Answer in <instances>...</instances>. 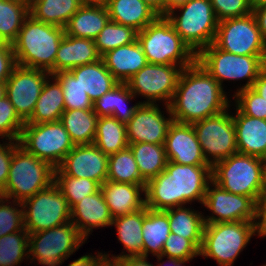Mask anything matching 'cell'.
<instances>
[{"instance_id":"6da1fadb","label":"cell","mask_w":266,"mask_h":266,"mask_svg":"<svg viewBox=\"0 0 266 266\" xmlns=\"http://www.w3.org/2000/svg\"><path fill=\"white\" fill-rule=\"evenodd\" d=\"M228 102L223 87L195 61L182 69L168 106L173 121L193 124L228 110Z\"/></svg>"},{"instance_id":"7a4b0ae2","label":"cell","mask_w":266,"mask_h":266,"mask_svg":"<svg viewBox=\"0 0 266 266\" xmlns=\"http://www.w3.org/2000/svg\"><path fill=\"white\" fill-rule=\"evenodd\" d=\"M211 181L210 165H181L168 161L165 170L146 182L145 206L165 211L194 200L203 204Z\"/></svg>"},{"instance_id":"3957f363","label":"cell","mask_w":266,"mask_h":266,"mask_svg":"<svg viewBox=\"0 0 266 266\" xmlns=\"http://www.w3.org/2000/svg\"><path fill=\"white\" fill-rule=\"evenodd\" d=\"M65 28L35 20L29 15L12 43L16 64L55 74V58Z\"/></svg>"},{"instance_id":"277c9868","label":"cell","mask_w":266,"mask_h":266,"mask_svg":"<svg viewBox=\"0 0 266 266\" xmlns=\"http://www.w3.org/2000/svg\"><path fill=\"white\" fill-rule=\"evenodd\" d=\"M137 40L148 63L177 65L183 69L196 61L197 55L181 39L165 16H159L143 30L138 31Z\"/></svg>"},{"instance_id":"5b68a950","label":"cell","mask_w":266,"mask_h":266,"mask_svg":"<svg viewBox=\"0 0 266 266\" xmlns=\"http://www.w3.org/2000/svg\"><path fill=\"white\" fill-rule=\"evenodd\" d=\"M265 168L264 159L237 152L212 166V181L230 193L251 197L259 205Z\"/></svg>"},{"instance_id":"8992f818","label":"cell","mask_w":266,"mask_h":266,"mask_svg":"<svg viewBox=\"0 0 266 266\" xmlns=\"http://www.w3.org/2000/svg\"><path fill=\"white\" fill-rule=\"evenodd\" d=\"M259 223L237 221L205 224L199 255L213 258L219 266H232L251 237L256 233L259 236Z\"/></svg>"},{"instance_id":"52a82bcc","label":"cell","mask_w":266,"mask_h":266,"mask_svg":"<svg viewBox=\"0 0 266 266\" xmlns=\"http://www.w3.org/2000/svg\"><path fill=\"white\" fill-rule=\"evenodd\" d=\"M55 168L18 146L13 153L5 189L1 196L23 202L54 183Z\"/></svg>"},{"instance_id":"ba28073f","label":"cell","mask_w":266,"mask_h":266,"mask_svg":"<svg viewBox=\"0 0 266 266\" xmlns=\"http://www.w3.org/2000/svg\"><path fill=\"white\" fill-rule=\"evenodd\" d=\"M176 9L181 10L179 16L174 13ZM165 17L196 55L214 43L219 21L210 0H188L172 9Z\"/></svg>"},{"instance_id":"9c48e42d","label":"cell","mask_w":266,"mask_h":266,"mask_svg":"<svg viewBox=\"0 0 266 266\" xmlns=\"http://www.w3.org/2000/svg\"><path fill=\"white\" fill-rule=\"evenodd\" d=\"M265 56H246L228 53L214 43L198 52L196 61L222 86L223 80L246 79L239 90L252 88L259 74L264 70Z\"/></svg>"},{"instance_id":"30bf717a","label":"cell","mask_w":266,"mask_h":266,"mask_svg":"<svg viewBox=\"0 0 266 266\" xmlns=\"http://www.w3.org/2000/svg\"><path fill=\"white\" fill-rule=\"evenodd\" d=\"M19 142L28 153L48 162L55 169L75 146L60 121L25 123Z\"/></svg>"},{"instance_id":"8fae6325","label":"cell","mask_w":266,"mask_h":266,"mask_svg":"<svg viewBox=\"0 0 266 266\" xmlns=\"http://www.w3.org/2000/svg\"><path fill=\"white\" fill-rule=\"evenodd\" d=\"M22 205L24 228L28 233L47 230L71 221V208L55 183L25 199Z\"/></svg>"},{"instance_id":"7c38bea8","label":"cell","mask_w":266,"mask_h":266,"mask_svg":"<svg viewBox=\"0 0 266 266\" xmlns=\"http://www.w3.org/2000/svg\"><path fill=\"white\" fill-rule=\"evenodd\" d=\"M85 238L70 221L47 230L29 233L31 260L44 266H57L70 257L85 242Z\"/></svg>"},{"instance_id":"4fadbf2b","label":"cell","mask_w":266,"mask_h":266,"mask_svg":"<svg viewBox=\"0 0 266 266\" xmlns=\"http://www.w3.org/2000/svg\"><path fill=\"white\" fill-rule=\"evenodd\" d=\"M214 44L219 49L236 55H266V41L253 13L219 21Z\"/></svg>"},{"instance_id":"5bb4252c","label":"cell","mask_w":266,"mask_h":266,"mask_svg":"<svg viewBox=\"0 0 266 266\" xmlns=\"http://www.w3.org/2000/svg\"><path fill=\"white\" fill-rule=\"evenodd\" d=\"M192 125L203 155L211 167L238 152L233 115L227 110Z\"/></svg>"},{"instance_id":"9a60e30c","label":"cell","mask_w":266,"mask_h":266,"mask_svg":"<svg viewBox=\"0 0 266 266\" xmlns=\"http://www.w3.org/2000/svg\"><path fill=\"white\" fill-rule=\"evenodd\" d=\"M181 71L182 68L177 65L147 63L126 84L134 96L147 98L143 104H155L157 100H163L165 106H168L176 91Z\"/></svg>"},{"instance_id":"2e32d148","label":"cell","mask_w":266,"mask_h":266,"mask_svg":"<svg viewBox=\"0 0 266 266\" xmlns=\"http://www.w3.org/2000/svg\"><path fill=\"white\" fill-rule=\"evenodd\" d=\"M211 184L214 188H210L208 184L203 205L214 215L207 216V219L204 217L205 224L237 221L260 222L259 205L251 197L230 193L213 181Z\"/></svg>"},{"instance_id":"e0dca14e","label":"cell","mask_w":266,"mask_h":266,"mask_svg":"<svg viewBox=\"0 0 266 266\" xmlns=\"http://www.w3.org/2000/svg\"><path fill=\"white\" fill-rule=\"evenodd\" d=\"M49 76L48 71L16 65L5 82L6 97L24 122L33 114L46 79H51Z\"/></svg>"},{"instance_id":"ac0fdd59","label":"cell","mask_w":266,"mask_h":266,"mask_svg":"<svg viewBox=\"0 0 266 266\" xmlns=\"http://www.w3.org/2000/svg\"><path fill=\"white\" fill-rule=\"evenodd\" d=\"M109 155L95 144L75 145L55 169L54 176L87 178L102 185L107 180Z\"/></svg>"},{"instance_id":"d6986e66","label":"cell","mask_w":266,"mask_h":266,"mask_svg":"<svg viewBox=\"0 0 266 266\" xmlns=\"http://www.w3.org/2000/svg\"><path fill=\"white\" fill-rule=\"evenodd\" d=\"M165 109L170 118L162 114L157 104H140L126 124L128 144H164L168 127L173 122L169 106Z\"/></svg>"},{"instance_id":"ffe728a7","label":"cell","mask_w":266,"mask_h":266,"mask_svg":"<svg viewBox=\"0 0 266 266\" xmlns=\"http://www.w3.org/2000/svg\"><path fill=\"white\" fill-rule=\"evenodd\" d=\"M164 147L168 161L181 165H209L192 124L173 121L168 127Z\"/></svg>"},{"instance_id":"44dd1931","label":"cell","mask_w":266,"mask_h":266,"mask_svg":"<svg viewBox=\"0 0 266 266\" xmlns=\"http://www.w3.org/2000/svg\"><path fill=\"white\" fill-rule=\"evenodd\" d=\"M113 217L102 190L85 196L71 208V222L87 239L93 228L112 226Z\"/></svg>"},{"instance_id":"7402d4cb","label":"cell","mask_w":266,"mask_h":266,"mask_svg":"<svg viewBox=\"0 0 266 266\" xmlns=\"http://www.w3.org/2000/svg\"><path fill=\"white\" fill-rule=\"evenodd\" d=\"M233 122L238 152L266 161V120L242 114L236 108Z\"/></svg>"},{"instance_id":"603a6c76","label":"cell","mask_w":266,"mask_h":266,"mask_svg":"<svg viewBox=\"0 0 266 266\" xmlns=\"http://www.w3.org/2000/svg\"><path fill=\"white\" fill-rule=\"evenodd\" d=\"M145 185L117 183L108 180L101 185L105 203L108 205L113 219L145 207V199L140 197V194L145 192Z\"/></svg>"},{"instance_id":"cb8c5ba5","label":"cell","mask_w":266,"mask_h":266,"mask_svg":"<svg viewBox=\"0 0 266 266\" xmlns=\"http://www.w3.org/2000/svg\"><path fill=\"white\" fill-rule=\"evenodd\" d=\"M101 59L119 83H126L148 63L138 40L106 52Z\"/></svg>"},{"instance_id":"d4e9b609","label":"cell","mask_w":266,"mask_h":266,"mask_svg":"<svg viewBox=\"0 0 266 266\" xmlns=\"http://www.w3.org/2000/svg\"><path fill=\"white\" fill-rule=\"evenodd\" d=\"M101 59L94 40L64 35L55 58V74Z\"/></svg>"},{"instance_id":"484cf974","label":"cell","mask_w":266,"mask_h":266,"mask_svg":"<svg viewBox=\"0 0 266 266\" xmlns=\"http://www.w3.org/2000/svg\"><path fill=\"white\" fill-rule=\"evenodd\" d=\"M110 20L104 3H84L70 18L65 34L94 40Z\"/></svg>"},{"instance_id":"4316f807","label":"cell","mask_w":266,"mask_h":266,"mask_svg":"<svg viewBox=\"0 0 266 266\" xmlns=\"http://www.w3.org/2000/svg\"><path fill=\"white\" fill-rule=\"evenodd\" d=\"M110 20L136 31L143 30L160 15L142 0H105Z\"/></svg>"},{"instance_id":"83f0119b","label":"cell","mask_w":266,"mask_h":266,"mask_svg":"<svg viewBox=\"0 0 266 266\" xmlns=\"http://www.w3.org/2000/svg\"><path fill=\"white\" fill-rule=\"evenodd\" d=\"M70 72L78 79L80 86L87 92L92 102H95L119 84L105 67L102 59L91 64L77 66L71 69Z\"/></svg>"},{"instance_id":"f1b7e54d","label":"cell","mask_w":266,"mask_h":266,"mask_svg":"<svg viewBox=\"0 0 266 266\" xmlns=\"http://www.w3.org/2000/svg\"><path fill=\"white\" fill-rule=\"evenodd\" d=\"M134 97L136 96L129 90L126 83H119L112 90L93 102V111L98 117L112 116L126 125L133 117L138 106L143 104V102H139L123 110L126 101H130Z\"/></svg>"},{"instance_id":"f546056e","label":"cell","mask_w":266,"mask_h":266,"mask_svg":"<svg viewBox=\"0 0 266 266\" xmlns=\"http://www.w3.org/2000/svg\"><path fill=\"white\" fill-rule=\"evenodd\" d=\"M55 81L50 83L46 79L40 96L31 117L25 122L29 124H39L59 121L65 111L63 89L59 81L51 76Z\"/></svg>"},{"instance_id":"4dcf8cb0","label":"cell","mask_w":266,"mask_h":266,"mask_svg":"<svg viewBox=\"0 0 266 266\" xmlns=\"http://www.w3.org/2000/svg\"><path fill=\"white\" fill-rule=\"evenodd\" d=\"M146 217V206L136 212L114 218L112 225L117 228L118 240L129 254L118 255V258L143 256L142 225Z\"/></svg>"},{"instance_id":"1f68e13d","label":"cell","mask_w":266,"mask_h":266,"mask_svg":"<svg viewBox=\"0 0 266 266\" xmlns=\"http://www.w3.org/2000/svg\"><path fill=\"white\" fill-rule=\"evenodd\" d=\"M83 4L82 0H36L29 6V14L37 21L65 28Z\"/></svg>"},{"instance_id":"d6a6232c","label":"cell","mask_w":266,"mask_h":266,"mask_svg":"<svg viewBox=\"0 0 266 266\" xmlns=\"http://www.w3.org/2000/svg\"><path fill=\"white\" fill-rule=\"evenodd\" d=\"M170 233L168 215L164 211L146 207V217L142 225L143 256L148 257L149 252L154 256L161 255Z\"/></svg>"},{"instance_id":"836d02e7","label":"cell","mask_w":266,"mask_h":266,"mask_svg":"<svg viewBox=\"0 0 266 266\" xmlns=\"http://www.w3.org/2000/svg\"><path fill=\"white\" fill-rule=\"evenodd\" d=\"M98 116L93 110L73 109L65 111L60 122L75 145L94 144Z\"/></svg>"},{"instance_id":"e575fe53","label":"cell","mask_w":266,"mask_h":266,"mask_svg":"<svg viewBox=\"0 0 266 266\" xmlns=\"http://www.w3.org/2000/svg\"><path fill=\"white\" fill-rule=\"evenodd\" d=\"M168 215L172 234L189 239L199 250L202 245L204 230V215L184 206L164 211Z\"/></svg>"},{"instance_id":"d590c367","label":"cell","mask_w":266,"mask_h":266,"mask_svg":"<svg viewBox=\"0 0 266 266\" xmlns=\"http://www.w3.org/2000/svg\"><path fill=\"white\" fill-rule=\"evenodd\" d=\"M132 151L141 177L147 182L165 170L168 162L164 144L133 143Z\"/></svg>"},{"instance_id":"8d00e7d4","label":"cell","mask_w":266,"mask_h":266,"mask_svg":"<svg viewBox=\"0 0 266 266\" xmlns=\"http://www.w3.org/2000/svg\"><path fill=\"white\" fill-rule=\"evenodd\" d=\"M94 144L107 155L128 148L126 125L112 116L98 117Z\"/></svg>"},{"instance_id":"74e56055","label":"cell","mask_w":266,"mask_h":266,"mask_svg":"<svg viewBox=\"0 0 266 266\" xmlns=\"http://www.w3.org/2000/svg\"><path fill=\"white\" fill-rule=\"evenodd\" d=\"M29 6L22 0H0V36L12 44L29 16Z\"/></svg>"},{"instance_id":"f35d334b","label":"cell","mask_w":266,"mask_h":266,"mask_svg":"<svg viewBox=\"0 0 266 266\" xmlns=\"http://www.w3.org/2000/svg\"><path fill=\"white\" fill-rule=\"evenodd\" d=\"M107 180L117 183L146 184L129 147L109 155Z\"/></svg>"},{"instance_id":"ab89813d","label":"cell","mask_w":266,"mask_h":266,"mask_svg":"<svg viewBox=\"0 0 266 266\" xmlns=\"http://www.w3.org/2000/svg\"><path fill=\"white\" fill-rule=\"evenodd\" d=\"M137 33L133 27L109 20L94 39L98 54L102 56L110 50L135 42Z\"/></svg>"},{"instance_id":"60d3db41","label":"cell","mask_w":266,"mask_h":266,"mask_svg":"<svg viewBox=\"0 0 266 266\" xmlns=\"http://www.w3.org/2000/svg\"><path fill=\"white\" fill-rule=\"evenodd\" d=\"M24 256H30L29 233L25 228L0 237V266H16L25 259Z\"/></svg>"},{"instance_id":"b9f144b4","label":"cell","mask_w":266,"mask_h":266,"mask_svg":"<svg viewBox=\"0 0 266 266\" xmlns=\"http://www.w3.org/2000/svg\"><path fill=\"white\" fill-rule=\"evenodd\" d=\"M52 76L62 86L65 109L93 110V102L70 71H61Z\"/></svg>"},{"instance_id":"7bdbcfd3","label":"cell","mask_w":266,"mask_h":266,"mask_svg":"<svg viewBox=\"0 0 266 266\" xmlns=\"http://www.w3.org/2000/svg\"><path fill=\"white\" fill-rule=\"evenodd\" d=\"M54 183L67 199L70 208L85 196L94 194L101 189V185L98 182L87 178L54 176Z\"/></svg>"},{"instance_id":"ee69618b","label":"cell","mask_w":266,"mask_h":266,"mask_svg":"<svg viewBox=\"0 0 266 266\" xmlns=\"http://www.w3.org/2000/svg\"><path fill=\"white\" fill-rule=\"evenodd\" d=\"M25 122L16 113L7 97L0 100V137L19 141Z\"/></svg>"},{"instance_id":"f6af8a7d","label":"cell","mask_w":266,"mask_h":266,"mask_svg":"<svg viewBox=\"0 0 266 266\" xmlns=\"http://www.w3.org/2000/svg\"><path fill=\"white\" fill-rule=\"evenodd\" d=\"M234 98L242 114L266 120V100L252 88L237 91Z\"/></svg>"},{"instance_id":"bcb514c9","label":"cell","mask_w":266,"mask_h":266,"mask_svg":"<svg viewBox=\"0 0 266 266\" xmlns=\"http://www.w3.org/2000/svg\"><path fill=\"white\" fill-rule=\"evenodd\" d=\"M9 201L5 197H0V237L21 231L24 228L23 205L22 202L13 201V205L20 207H12L5 205ZM16 203V204H14Z\"/></svg>"},{"instance_id":"7dc6e473","label":"cell","mask_w":266,"mask_h":266,"mask_svg":"<svg viewBox=\"0 0 266 266\" xmlns=\"http://www.w3.org/2000/svg\"><path fill=\"white\" fill-rule=\"evenodd\" d=\"M199 255V249L187 238L170 233L163 246L160 261L164 256L181 260H190Z\"/></svg>"},{"instance_id":"c3c4849f","label":"cell","mask_w":266,"mask_h":266,"mask_svg":"<svg viewBox=\"0 0 266 266\" xmlns=\"http://www.w3.org/2000/svg\"><path fill=\"white\" fill-rule=\"evenodd\" d=\"M218 21L252 13L251 0H210Z\"/></svg>"},{"instance_id":"681fc988","label":"cell","mask_w":266,"mask_h":266,"mask_svg":"<svg viewBox=\"0 0 266 266\" xmlns=\"http://www.w3.org/2000/svg\"><path fill=\"white\" fill-rule=\"evenodd\" d=\"M19 145V141L12 142V140H9L8 143L0 144V192L5 189L13 153Z\"/></svg>"},{"instance_id":"f907efd6","label":"cell","mask_w":266,"mask_h":266,"mask_svg":"<svg viewBox=\"0 0 266 266\" xmlns=\"http://www.w3.org/2000/svg\"><path fill=\"white\" fill-rule=\"evenodd\" d=\"M12 44L6 43L0 47V83H5L16 66Z\"/></svg>"},{"instance_id":"816d5d0a","label":"cell","mask_w":266,"mask_h":266,"mask_svg":"<svg viewBox=\"0 0 266 266\" xmlns=\"http://www.w3.org/2000/svg\"><path fill=\"white\" fill-rule=\"evenodd\" d=\"M252 13L256 18L261 35L266 41V4L252 8Z\"/></svg>"},{"instance_id":"f5cc1de1","label":"cell","mask_w":266,"mask_h":266,"mask_svg":"<svg viewBox=\"0 0 266 266\" xmlns=\"http://www.w3.org/2000/svg\"><path fill=\"white\" fill-rule=\"evenodd\" d=\"M146 256H131L120 258V266H153L147 262Z\"/></svg>"},{"instance_id":"db71d44e","label":"cell","mask_w":266,"mask_h":266,"mask_svg":"<svg viewBox=\"0 0 266 266\" xmlns=\"http://www.w3.org/2000/svg\"><path fill=\"white\" fill-rule=\"evenodd\" d=\"M92 266H120V258L112 256L111 259L108 254L101 253Z\"/></svg>"},{"instance_id":"11a10c76","label":"cell","mask_w":266,"mask_h":266,"mask_svg":"<svg viewBox=\"0 0 266 266\" xmlns=\"http://www.w3.org/2000/svg\"><path fill=\"white\" fill-rule=\"evenodd\" d=\"M252 89L266 100V72L264 70L255 80Z\"/></svg>"},{"instance_id":"9f6ffc18","label":"cell","mask_w":266,"mask_h":266,"mask_svg":"<svg viewBox=\"0 0 266 266\" xmlns=\"http://www.w3.org/2000/svg\"><path fill=\"white\" fill-rule=\"evenodd\" d=\"M101 253H98L96 256L92 255H85L77 260H74L71 264L68 266H92L96 258L100 255Z\"/></svg>"},{"instance_id":"6f0895ef","label":"cell","mask_w":266,"mask_h":266,"mask_svg":"<svg viewBox=\"0 0 266 266\" xmlns=\"http://www.w3.org/2000/svg\"><path fill=\"white\" fill-rule=\"evenodd\" d=\"M259 209H260L259 236H266V204H259Z\"/></svg>"},{"instance_id":"680465c9","label":"cell","mask_w":266,"mask_h":266,"mask_svg":"<svg viewBox=\"0 0 266 266\" xmlns=\"http://www.w3.org/2000/svg\"><path fill=\"white\" fill-rule=\"evenodd\" d=\"M154 9L160 16H164V2L165 0H142Z\"/></svg>"},{"instance_id":"91938a15","label":"cell","mask_w":266,"mask_h":266,"mask_svg":"<svg viewBox=\"0 0 266 266\" xmlns=\"http://www.w3.org/2000/svg\"><path fill=\"white\" fill-rule=\"evenodd\" d=\"M188 0H165L164 2V16L168 14L172 9L185 4Z\"/></svg>"},{"instance_id":"94428289","label":"cell","mask_w":266,"mask_h":266,"mask_svg":"<svg viewBox=\"0 0 266 266\" xmlns=\"http://www.w3.org/2000/svg\"><path fill=\"white\" fill-rule=\"evenodd\" d=\"M167 259H168L167 261L169 263H171L173 266H182V264H185V262L190 261V260H181V259L170 258V257H168ZM162 265H164V262H163V264H161V263L158 264V266H162Z\"/></svg>"},{"instance_id":"6125c7cd","label":"cell","mask_w":266,"mask_h":266,"mask_svg":"<svg viewBox=\"0 0 266 266\" xmlns=\"http://www.w3.org/2000/svg\"><path fill=\"white\" fill-rule=\"evenodd\" d=\"M259 204H266V168H265V174H264V187H263V191H262Z\"/></svg>"},{"instance_id":"be15d7a7","label":"cell","mask_w":266,"mask_h":266,"mask_svg":"<svg viewBox=\"0 0 266 266\" xmlns=\"http://www.w3.org/2000/svg\"><path fill=\"white\" fill-rule=\"evenodd\" d=\"M266 4V0H251V7L255 8L257 6H262Z\"/></svg>"},{"instance_id":"e7e4bbea","label":"cell","mask_w":266,"mask_h":266,"mask_svg":"<svg viewBox=\"0 0 266 266\" xmlns=\"http://www.w3.org/2000/svg\"><path fill=\"white\" fill-rule=\"evenodd\" d=\"M6 97L5 83H0V100Z\"/></svg>"},{"instance_id":"03108f58","label":"cell","mask_w":266,"mask_h":266,"mask_svg":"<svg viewBox=\"0 0 266 266\" xmlns=\"http://www.w3.org/2000/svg\"><path fill=\"white\" fill-rule=\"evenodd\" d=\"M84 3H104L105 0H82Z\"/></svg>"},{"instance_id":"003e7915","label":"cell","mask_w":266,"mask_h":266,"mask_svg":"<svg viewBox=\"0 0 266 266\" xmlns=\"http://www.w3.org/2000/svg\"><path fill=\"white\" fill-rule=\"evenodd\" d=\"M28 6L32 5L36 0H22Z\"/></svg>"},{"instance_id":"a7ac6f4b","label":"cell","mask_w":266,"mask_h":266,"mask_svg":"<svg viewBox=\"0 0 266 266\" xmlns=\"http://www.w3.org/2000/svg\"><path fill=\"white\" fill-rule=\"evenodd\" d=\"M6 44V42L2 39V37L0 36V47L1 46H3V45H5Z\"/></svg>"},{"instance_id":"89a4df30","label":"cell","mask_w":266,"mask_h":266,"mask_svg":"<svg viewBox=\"0 0 266 266\" xmlns=\"http://www.w3.org/2000/svg\"><path fill=\"white\" fill-rule=\"evenodd\" d=\"M264 71L266 72V55L264 57Z\"/></svg>"}]
</instances>
